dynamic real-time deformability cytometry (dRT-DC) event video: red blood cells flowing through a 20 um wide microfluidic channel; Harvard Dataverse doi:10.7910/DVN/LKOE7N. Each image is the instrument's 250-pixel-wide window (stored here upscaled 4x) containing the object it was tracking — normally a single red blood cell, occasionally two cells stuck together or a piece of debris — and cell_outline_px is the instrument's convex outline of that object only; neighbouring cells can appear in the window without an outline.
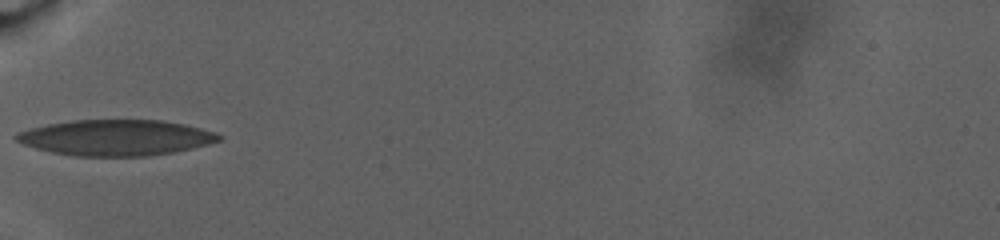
{"species": "human", "species_latin": "Homo sapiens", "temperature_condition": "warm", "stored_images_in_passage": 56, "camera_frame_rate_fps": 3000, "um_per_image_px": 0.085, "donor": {"sex": "male"}, "frame": {"image": 1, "passage_image": 1, "time_ms": 0.0, "image_size_px": [1000, 240], "cell_outline_px": [[224, 136], [220, 140], [208, 144], [176, 152], [148, 156], [72, 156], [52, 152], [36, 148], [24, 144], [16, 140], [12, 136], [16, 132], [48, 124], [72, 120], [160, 120], [184, 124], [216, 132]], "centroid_in_image_um": [9.86, 11.7], "position_along_channel_um": 75.1, "area_um2": 42.37}}
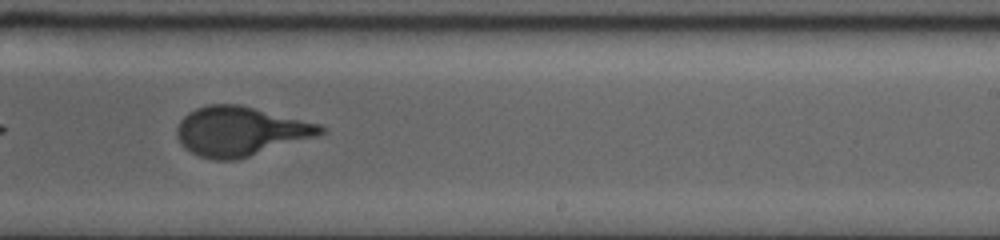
{"frame": {"image": 2, "passage_image": 26, "time_ms": 8.333, "image_size_px": [1000, 240], "cell_outline_px": [[324, 132], [316, 136], [236, 160], [212, 160], [200, 156], [184, 148], [180, 144], [176, 136], [176, 128], [180, 120], [188, 112], [196, 108], [208, 104], [240, 104], [320, 124], [324, 128]], "centroid_in_image_um": [20.37, 11.15], "position_along_channel_um": 268.6, "area_um2": 41.15}}
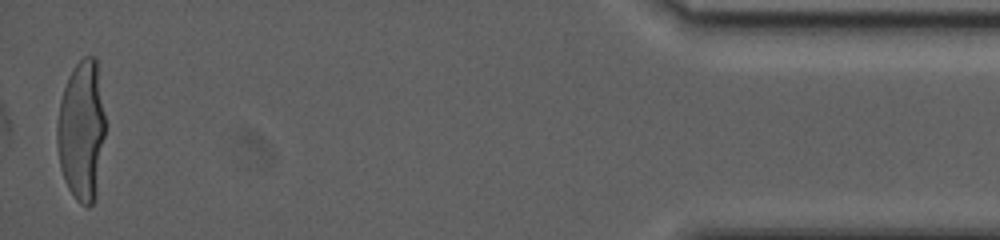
{"frame": {"image": 3, "passage_image": 55, "time_ms": 18.0, "image_size_px": [1000, 240], "cell_outline_px": [[104, 136], [96, 196], [92, 204], [88, 208], [80, 204], [76, 200], [68, 188], [64, 180], [60, 168], [56, 140], [56, 124], [60, 100], [68, 76], [72, 68], [84, 56], [96, 56], [104, 116]], "centroid_in_image_um": [6.91, 11.12], "position_along_channel_um": 428.3, "area_um2": 39.48}, "authors_computed_cell_mechanics": {"area_um2": 40.8935, "velocity_mm_per_s": 2.3577, "shape_relaxation_time_tau1_ms": 9.2681, "shape_relaxation_time_tau2_ms": null, "deformation_change_tau1": 0.279, "deformation_change_tau2": null}}